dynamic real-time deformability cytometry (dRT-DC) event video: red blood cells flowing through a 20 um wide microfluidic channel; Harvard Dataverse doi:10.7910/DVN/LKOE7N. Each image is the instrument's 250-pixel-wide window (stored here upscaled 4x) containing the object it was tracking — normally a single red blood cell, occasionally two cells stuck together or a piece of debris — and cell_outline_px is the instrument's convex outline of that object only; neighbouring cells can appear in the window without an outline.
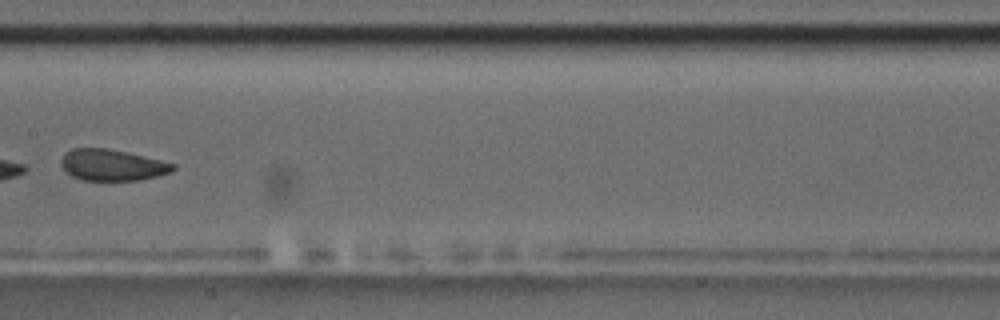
{"species": "common noctule bat (a hibernating species)", "species_latin": "Nyctalus noctula", "temperature_condition": "room temperature", "stored_images_in_passage": 11, "camera_frame_rate_fps": 3000, "um_per_image_px": 0.085, "animal": {"sex": "male", "body_mass_g": 17.5, "forearm_length_mm": 52.3}, "frame": {"image": 1, "passage_image": 8, "time_ms": 9.333, "image_size_px": [1000, 320], "cell_outline_px": [[176, 168], [168, 172], [156, 176], [136, 180], [84, 180], [72, 176], [60, 164], [60, 160], [64, 152], [72, 148], [108, 148], [160, 160], [176, 164]], "centroid_in_image_um": [9.49, 14.01], "position_along_channel_um": 197.9, "area_um2": 20.17}}